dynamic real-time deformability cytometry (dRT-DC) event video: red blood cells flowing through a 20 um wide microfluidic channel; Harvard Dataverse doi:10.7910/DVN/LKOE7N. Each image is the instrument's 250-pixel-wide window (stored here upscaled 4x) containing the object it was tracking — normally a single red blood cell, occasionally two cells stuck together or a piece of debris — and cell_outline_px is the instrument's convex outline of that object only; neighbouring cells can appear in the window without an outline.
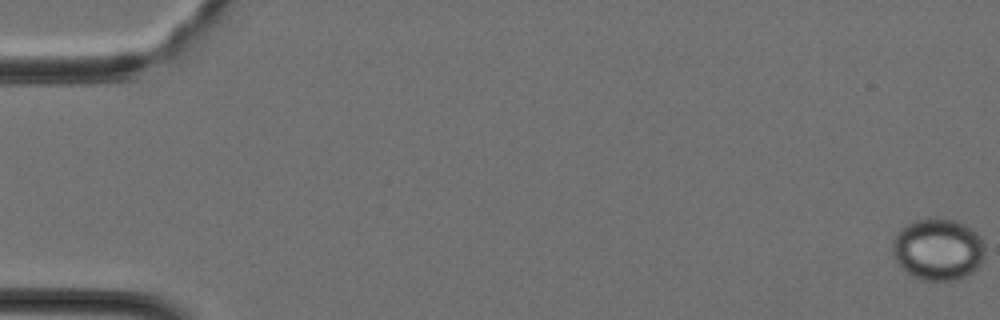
{"species": "Egyptian fruit bat (a non-hibernating species)", "species_latin": "Rousettus aegyptiacus", "temperature_condition": "cold", "stored_images_in_passage": 42, "camera_frame_rate_fps": 3000, "um_per_image_px": 0.085, "animal": {"sex": "female"}, "frame": {"image": 1, "passage_image": 1, "time_ms": 0.0, "image_size_px": [1000, 320], "cell_outline_px": [[984, 256], [980, 264], [972, 272], [956, 280], [920, 280], [912, 276], [900, 268], [892, 252], [892, 240], [896, 232], [900, 228], [916, 220], [928, 216], [936, 216], [956, 220], [972, 228], [976, 232], [984, 244]], "centroid_in_image_um": [79.7, 21.16], "position_along_channel_um": 5.3, "area_um2": 33.87}}
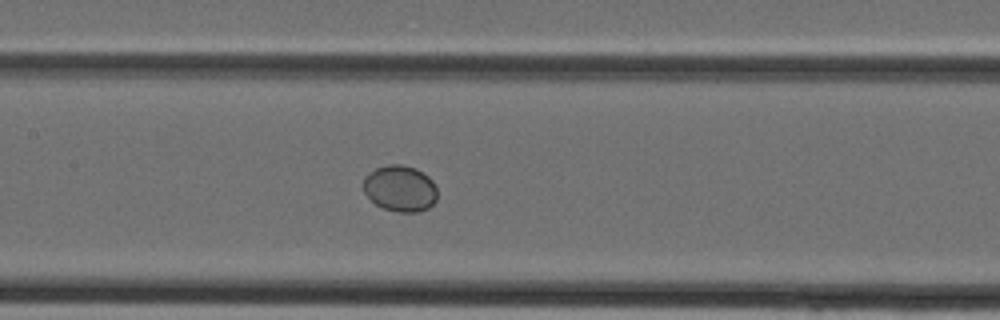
{"frame": {"image": 2, "passage_image": 20, "time_ms": 6.333, "image_size_px": [1000, 320], "cell_outline_px": [[436, 200], [428, 208], [416, 212], [400, 212], [384, 208], [376, 204], [364, 192], [364, 176], [376, 168], [388, 164], [400, 164], [416, 168], [428, 176], [432, 180], [436, 188]], "centroid_in_image_um": [34.01, 16.0], "position_along_channel_um": 173.4, "area_um2": 19.77}}
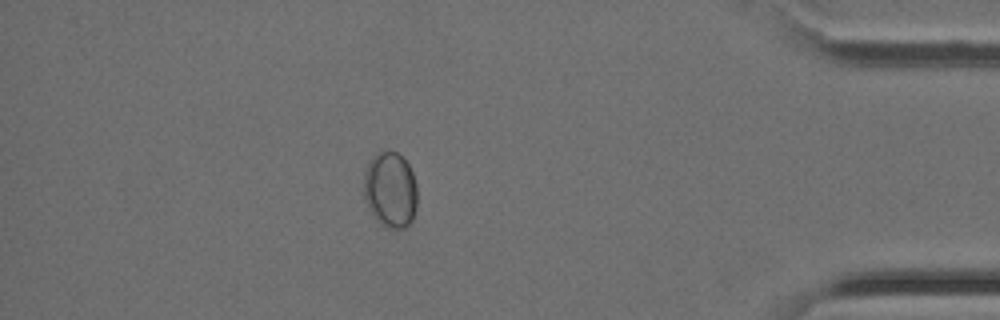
{"frame": {"image": 3, "passage_image": 36, "time_ms": 11.667, "image_size_px": [1000, 320], "cell_outline_px": [[416, 208], [412, 220], [404, 228], [388, 228], [380, 224], [376, 220], [364, 200], [364, 172], [372, 156], [376, 152], [396, 152], [408, 164], [412, 172], [416, 184]], "centroid_in_image_um": [33.16, 16.15], "position_along_channel_um": 402.0, "area_um2": 23.58}}